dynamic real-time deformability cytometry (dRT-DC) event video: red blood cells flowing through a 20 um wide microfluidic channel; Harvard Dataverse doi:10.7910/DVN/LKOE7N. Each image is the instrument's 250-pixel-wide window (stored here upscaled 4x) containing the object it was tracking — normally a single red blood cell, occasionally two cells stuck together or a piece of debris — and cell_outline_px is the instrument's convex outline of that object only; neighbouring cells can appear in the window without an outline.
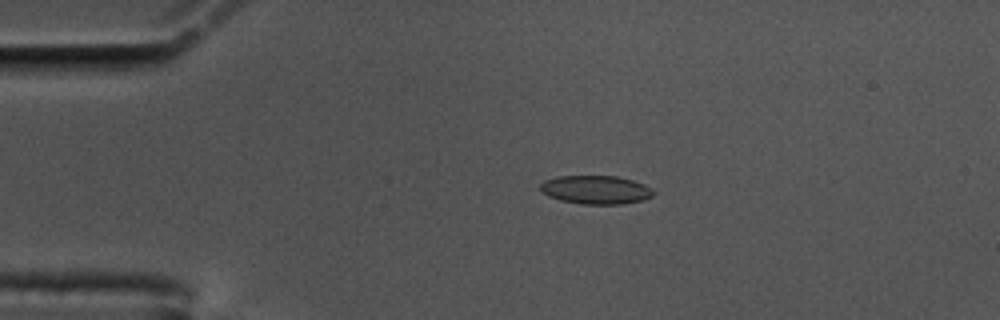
{"species": "common noctule bat (a hibernating species)", "species_latin": "Nyctalus noctula", "temperature_condition": "cold", "stored_images_in_passage": 30, "camera_frame_rate_fps": 3000, "um_per_image_px": 0.085, "animal": {"sex": "male", "body_mass_g": 17.5, "forearm_length_mm": 52.3}, "frame": {"image": 1, "passage_image": 13, "time_ms": 4.0, "image_size_px": [1000, 320], "cell_outline_px": [[652, 196], [640, 200], [624, 204], [580, 204], [560, 200], [548, 196], [540, 188], [540, 184], [544, 180], [556, 176], [616, 176], [632, 180], [644, 184], [652, 188]], "centroid_in_image_um": [50.61, 16.13], "position_along_channel_um": 34.4, "area_um2": 18.73}}
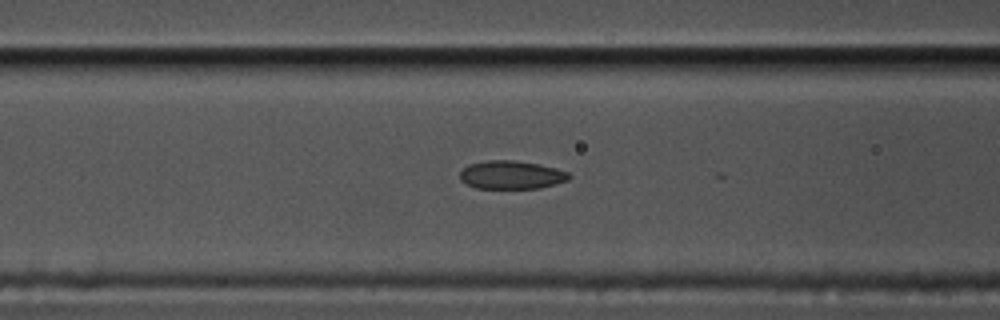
{"frame": {"image": 2, "passage_image": 24, "time_ms": 7.667, "image_size_px": [1000, 320], "cell_outline_px": [[572, 176], [568, 180], [556, 184], [540, 188], [476, 188], [464, 184], [460, 180], [460, 172], [468, 164], [488, 160], [512, 160], [540, 164], [556, 168], [568, 172]], "centroid_in_image_um": [43.46, 14.87], "position_along_channel_um": 123.1, "area_um2": 18.15}}
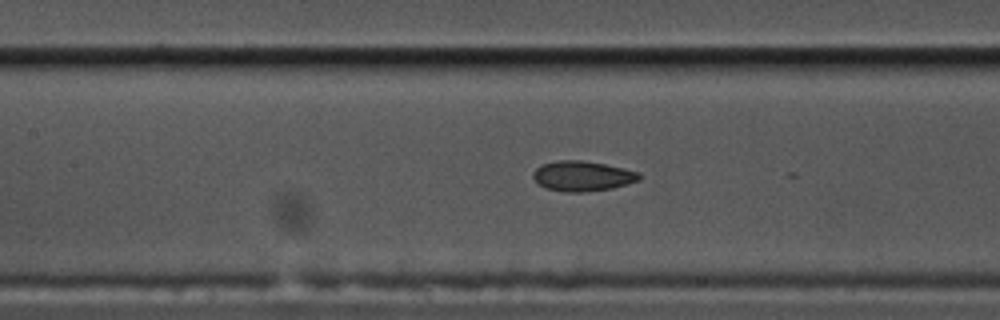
{"frame": {"image": 3, "passage_image": 27, "time_ms": 8.667, "image_size_px": [1000, 320], "cell_outline_px": [[640, 180], [612, 188], [584, 192], [564, 192], [544, 188], [532, 176], [532, 172], [536, 168], [544, 164], [556, 160], [580, 160], [604, 164], [624, 168], [640, 172]], "centroid_in_image_um": [49.5, 14.96], "position_along_channel_um": 157.9, "area_um2": 18.61}}